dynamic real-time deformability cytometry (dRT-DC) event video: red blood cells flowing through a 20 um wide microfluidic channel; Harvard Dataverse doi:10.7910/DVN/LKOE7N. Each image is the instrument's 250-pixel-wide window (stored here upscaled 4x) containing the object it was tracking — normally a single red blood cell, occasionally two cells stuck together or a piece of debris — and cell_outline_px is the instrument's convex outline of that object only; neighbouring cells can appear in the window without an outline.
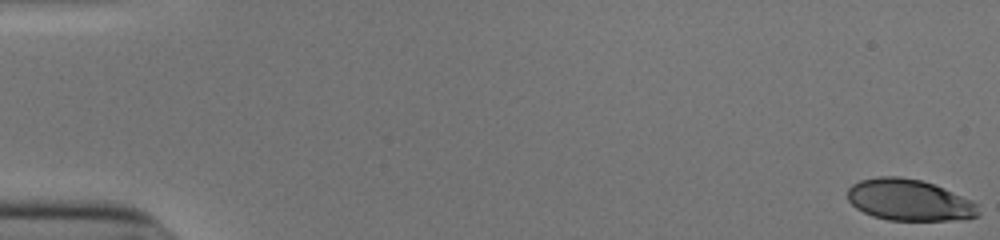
{"species": "human", "species_latin": "Homo sapiens", "temperature_condition": "cold", "stored_images_in_passage": 14, "camera_frame_rate_fps": 3000, "um_per_image_px": 0.085, "donor": {"sex": "male"}, "frame": {"image": 1, "passage_image": 1, "time_ms": 0.0, "image_size_px": [1000, 240], "cell_outline_px": [[980, 216], [964, 220], [888, 220], [872, 216], [856, 208], [848, 200], [848, 188], [852, 184], [860, 180], [876, 176], [900, 176], [920, 180], [944, 188], [972, 200], [976, 204], [980, 212]], "centroid_in_image_um": [77.29, 17.01], "position_along_channel_um": 7.7, "area_um2": 31.79}}